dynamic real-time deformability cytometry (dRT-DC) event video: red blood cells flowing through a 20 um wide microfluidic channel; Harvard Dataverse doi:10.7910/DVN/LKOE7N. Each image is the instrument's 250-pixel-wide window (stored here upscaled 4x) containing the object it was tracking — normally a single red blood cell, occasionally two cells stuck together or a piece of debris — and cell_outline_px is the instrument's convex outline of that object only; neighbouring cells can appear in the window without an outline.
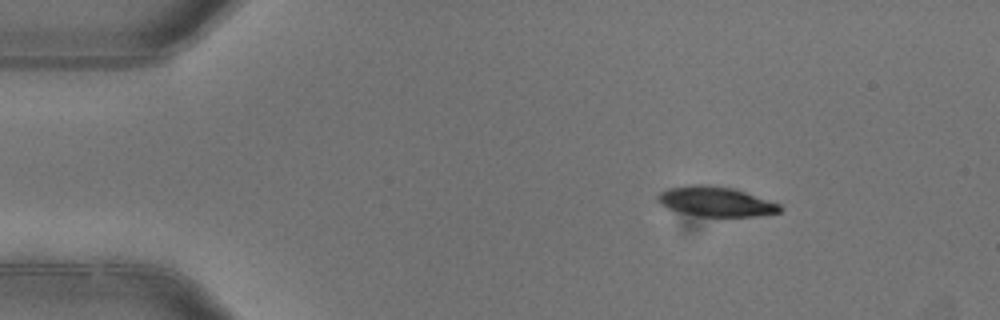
{"species": "common noctule bat (a hibernating species)", "species_latin": "Nyctalus noctula", "temperature_condition": "warm", "stored_images_in_passage": 4, "camera_frame_rate_fps": 3000, "um_per_image_px": 0.085, "animal": {"sex": "female"}, "frame": {"image": 1, "passage_image": 2, "time_ms": 0.333, "image_size_px": [1000, 320], "cell_outline_px": [[780, 212], [760, 216], [700, 216], [680, 212], [668, 208], [660, 204], [656, 200], [656, 196], [660, 192], [668, 188], [688, 184], [708, 184], [732, 188], [780, 204]], "centroid_in_image_um": [60.78, 17.12], "position_along_channel_um": 24.2, "area_um2": 21.15}}